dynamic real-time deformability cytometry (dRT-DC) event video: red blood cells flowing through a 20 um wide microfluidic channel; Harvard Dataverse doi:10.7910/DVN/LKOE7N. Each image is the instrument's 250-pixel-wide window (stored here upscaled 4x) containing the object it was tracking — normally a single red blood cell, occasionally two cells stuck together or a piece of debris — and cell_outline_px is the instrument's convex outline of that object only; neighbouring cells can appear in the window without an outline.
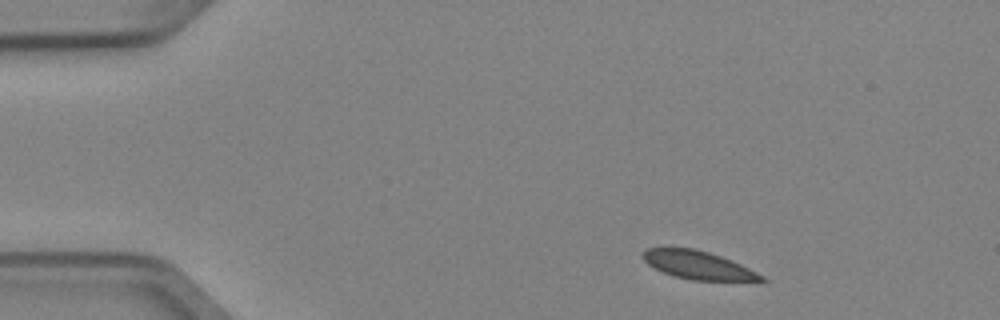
{"species": "Egyptian fruit bat (a non-hibernating species)", "species_latin": "Rousettus aegyptiacus", "temperature_condition": "cold", "stored_images_in_passage": 3, "camera_frame_rate_fps": 3000, "um_per_image_px": 0.085, "animal": {"sex": "female"}, "frame": {"image": 1, "passage_image": 1, "time_ms": 0.0, "image_size_px": [1000, 320], "cell_outline_px": [[768, 280], [764, 284], [692, 280], [676, 276], [664, 272], [648, 264], [640, 256], [644, 248], [692, 248], [708, 252], [732, 260], [764, 276]], "centroid_in_image_um": [59.49, 22.59], "position_along_channel_um": 25.5, "area_um2": 20.17}}